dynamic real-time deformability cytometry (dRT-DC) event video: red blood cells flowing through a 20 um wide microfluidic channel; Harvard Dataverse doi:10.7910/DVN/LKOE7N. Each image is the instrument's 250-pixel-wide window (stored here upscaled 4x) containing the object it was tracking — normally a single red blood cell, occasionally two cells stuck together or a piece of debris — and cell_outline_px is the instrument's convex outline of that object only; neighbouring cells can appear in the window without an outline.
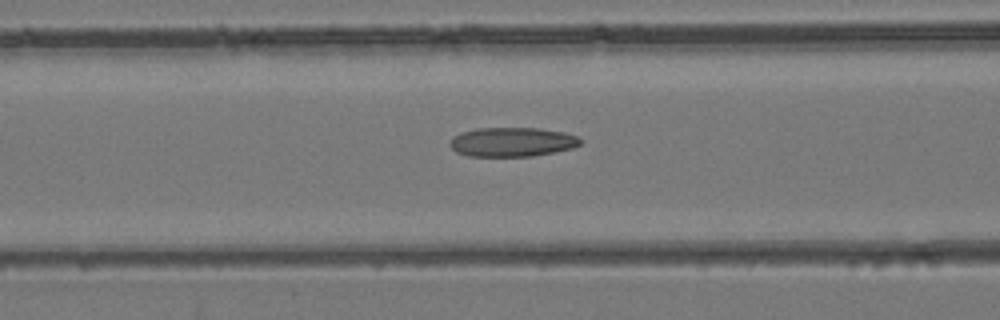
{"species": "common noctule bat (a hibernating species)", "species_latin": "Nyctalus noctula", "temperature_condition": "room temperature", "stored_images_in_passage": 39, "camera_frame_rate_fps": 3000, "um_per_image_px": 0.085, "animal": {"sex": "female", "body_mass_g": 24.6, "forearm_length_mm": 56.2}, "frame": {"image": 1, "passage_image": 18, "time_ms": 5.667, "image_size_px": [1000, 320], "cell_outline_px": [[584, 140], [580, 144], [572, 148], [556, 152], [532, 156], [468, 156], [456, 152], [448, 144], [448, 140], [452, 136], [460, 132], [476, 128], [540, 128], [564, 132], [580, 136]], "centroid_in_image_um": [43.53, 12.06], "position_along_channel_um": 123.1, "area_um2": 22.66}}
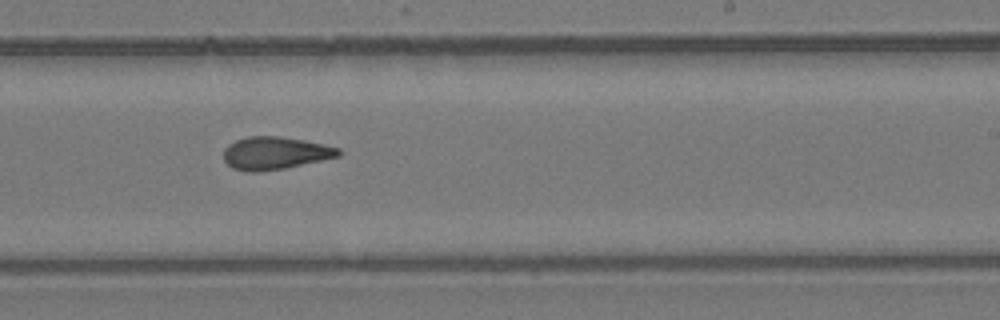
{"frame": {"image": 2, "passage_image": 27, "time_ms": 8.667, "image_size_px": [1000, 320], "cell_outline_px": [[340, 156], [284, 168], [260, 172], [244, 172], [232, 168], [224, 160], [224, 148], [228, 144], [236, 140], [248, 136], [276, 136], [304, 140], [324, 144], [340, 148]], "centroid_in_image_um": [23.35, 13.02], "position_along_channel_um": 265.7, "area_um2": 21.91}}
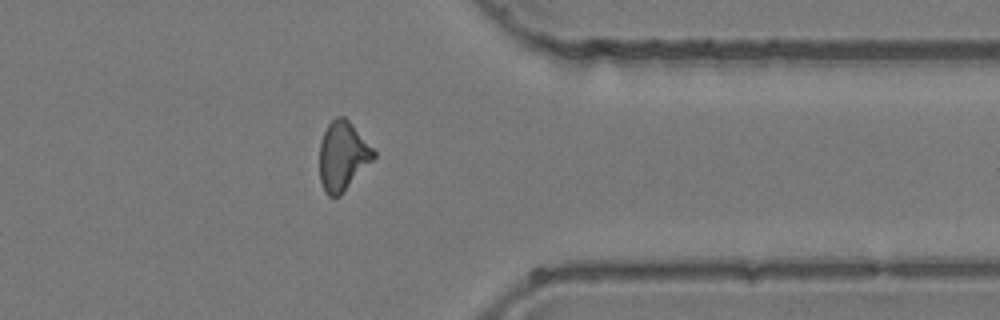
{"frame": {"image": 3, "passage_image": 35, "time_ms": 11.333, "image_size_px": [1000, 320], "cell_outline_px": [[376, 156], [340, 196], [328, 196], [324, 192], [320, 180], [320, 140], [328, 124], [336, 116], [344, 116], [348, 120], [376, 152]], "centroid_in_image_um": [29.11, 13.27], "position_along_channel_um": 382.3, "area_um2": 21.56}}